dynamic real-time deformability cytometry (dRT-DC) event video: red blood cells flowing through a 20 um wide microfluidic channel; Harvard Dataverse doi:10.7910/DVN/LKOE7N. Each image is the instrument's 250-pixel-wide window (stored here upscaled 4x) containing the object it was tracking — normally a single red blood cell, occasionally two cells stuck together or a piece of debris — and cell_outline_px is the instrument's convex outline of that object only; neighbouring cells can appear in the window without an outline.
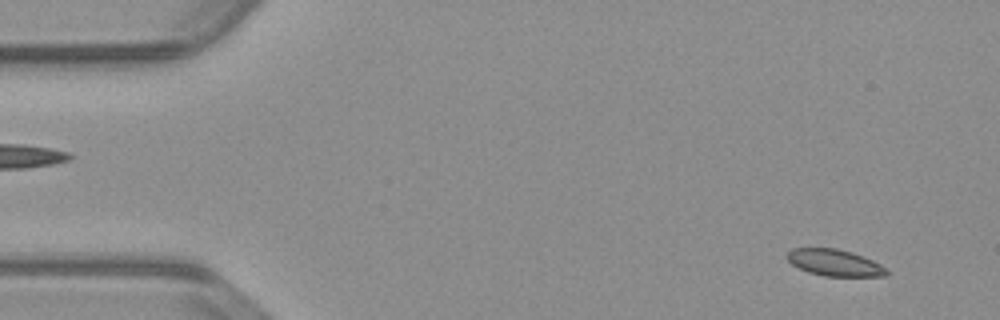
{"species": "common noctule bat (a hibernating species)", "species_latin": "Nyctalus noctula", "temperature_condition": "warm", "stored_images_in_passage": 55, "camera_frame_rate_fps": 3000, "um_per_image_px": 0.085, "animal": {"sex": "male", "body_mass_g": 23.1, "forearm_length_mm": 52.7}, "frame": {"image": 1, "passage_image": 4, "time_ms": 1.0, "image_size_px": [1000, 320], "cell_outline_px": [[888, 276], [824, 276], [808, 272], [792, 264], [788, 260], [788, 252], [792, 248], [836, 248], [852, 252], [864, 256], [888, 268]], "centroid_in_image_um": [70.98, 22.33], "position_along_channel_um": 14.0, "area_um2": 15.43}}
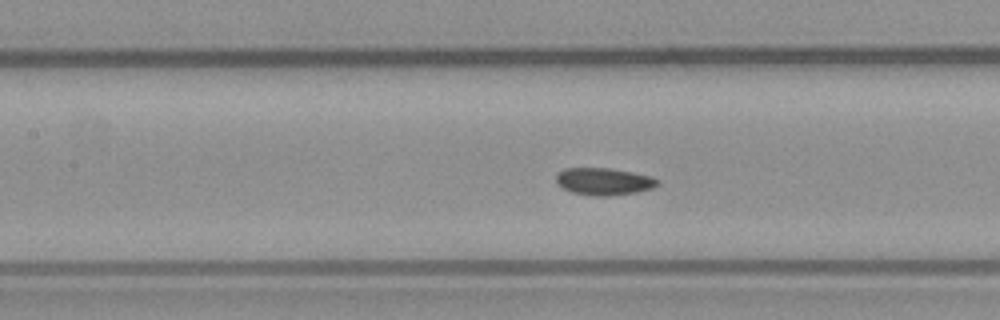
{"frame": {"image": 2, "passage_image": 24, "time_ms": 7.667, "image_size_px": [1000, 320], "cell_outline_px": [[660, 184], [652, 188], [636, 192], [608, 196], [592, 196], [572, 192], [556, 184], [556, 172], [564, 168], [612, 168], [652, 176], [660, 180]], "centroid_in_image_um": [51.32, 15.41], "position_along_channel_um": 156.1, "area_um2": 16.3}}
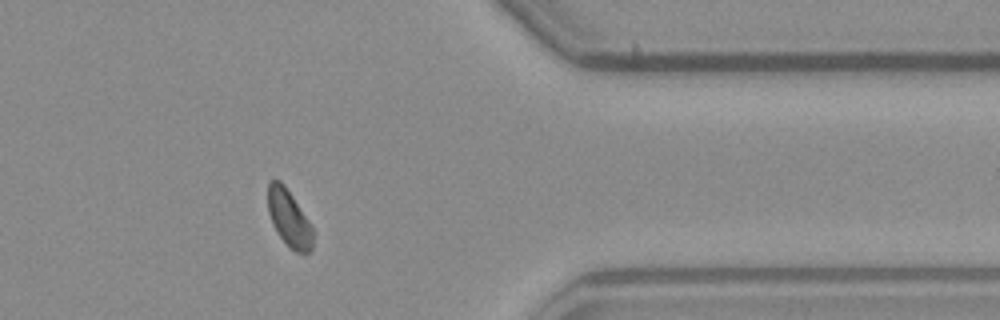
{"frame": {"image": 3, "passage_image": 44, "time_ms": 14.333, "image_size_px": [1000, 320], "cell_outline_px": [[312, 248], [308, 252], [296, 252], [280, 236], [272, 224], [268, 212], [268, 180], [280, 180], [284, 184], [312, 224]], "centroid_in_image_um": [24.56, 18.5], "position_along_channel_um": 386.8, "area_um2": 14.74}, "authors_computed_cell_mechanics": {"area_um2": 15.8372, "velocity_mm_per_s": 3.7749, "shape_relaxation_time_tau1_ms": 3.3474, "shape_relaxation_time_tau2_ms": 3.3335, "deformation_change_tau1": 0.0716, "deformation_change_tau2": 0.0507}}